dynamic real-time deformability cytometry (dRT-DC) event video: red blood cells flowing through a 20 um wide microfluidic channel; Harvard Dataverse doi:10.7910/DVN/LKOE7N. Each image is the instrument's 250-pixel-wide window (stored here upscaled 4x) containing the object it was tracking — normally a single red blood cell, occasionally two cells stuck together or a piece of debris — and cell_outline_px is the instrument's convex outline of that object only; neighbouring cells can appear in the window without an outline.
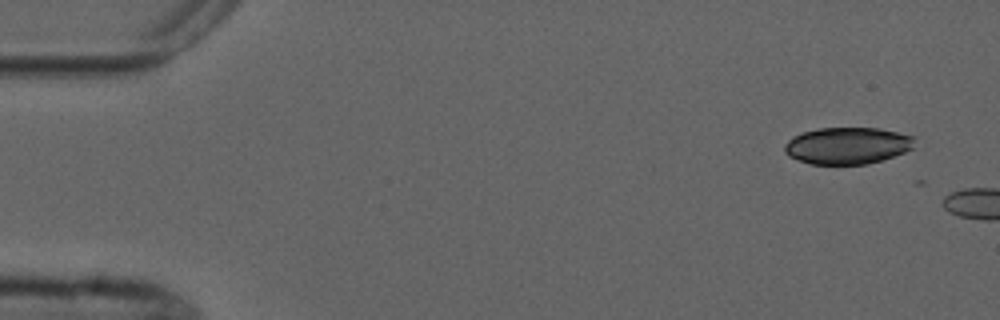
{"species": "common noctule bat (a hibernating species)", "species_latin": "Nyctalus noctula", "temperature_condition": "cold", "stored_images_in_passage": 2, "camera_frame_rate_fps": 3000, "um_per_image_px": 0.085, "animal": {"sex": "male", "forearm_length_mm": 52.5}, "frame": {"image": 1, "passage_image": 1, "time_ms": 0.0, "image_size_px": [1000, 320], "cell_outline_px": [[916, 136], [912, 148], [904, 152], [868, 164], [812, 164], [788, 156], [784, 152], [784, 144], [792, 136], [804, 132], [820, 128], [880, 128]], "centroid_in_image_um": [72.03, 12.37], "position_along_channel_um": 13.0, "area_um2": 27.86}}